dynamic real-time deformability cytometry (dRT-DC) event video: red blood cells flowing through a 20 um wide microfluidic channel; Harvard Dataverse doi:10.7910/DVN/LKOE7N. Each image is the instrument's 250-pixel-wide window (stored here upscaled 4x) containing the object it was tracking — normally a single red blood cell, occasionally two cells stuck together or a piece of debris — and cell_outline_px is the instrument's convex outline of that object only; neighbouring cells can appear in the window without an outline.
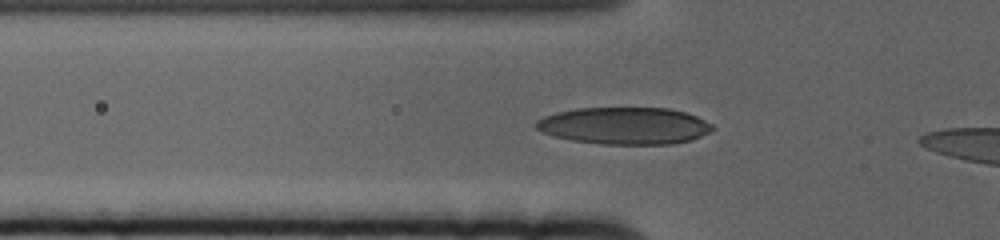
{"species": "human", "species_latin": "Homo sapiens", "temperature_condition": "cold", "stored_images_in_passage": 39, "camera_frame_rate_fps": 3000, "um_per_image_px": 0.085, "donor": {"sex": "female"}, "frame": {"image": 1, "passage_image": 7, "time_ms": 2.0, "image_size_px": [1000, 240], "cell_outline_px": [[716, 128], [712, 132], [692, 140], [672, 144], [600, 144], [572, 140], [552, 136], [536, 128], [532, 124], [536, 120], [544, 116], [556, 112], [576, 108], [668, 108], [684, 112], [696, 116], [712, 124]], "centroid_in_image_um": [53.08, 10.69], "position_along_channel_um": 72.7, "area_um2": 38.38}}
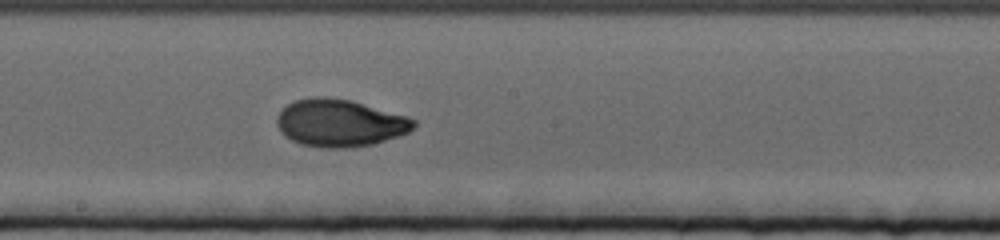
{"frame": {"image": 2, "passage_image": 20, "time_ms": 6.333, "image_size_px": [1000, 240], "cell_outline_px": [[416, 128], [408, 132], [372, 144], [352, 148], [324, 148], [300, 144], [284, 136], [280, 132], [276, 124], [276, 116], [288, 104], [296, 100], [312, 96], [328, 96], [352, 100], [408, 116], [416, 120]], "centroid_in_image_um": [28.88, 10.44], "position_along_channel_um": 219.3, "area_um2": 38.15}}
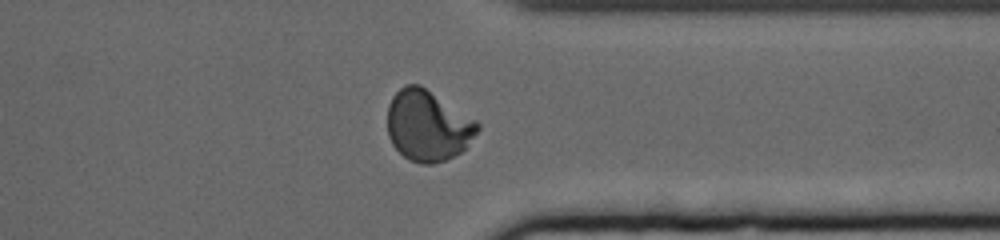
{"frame": {"image": 3, "passage_image": 34, "time_ms": 11.0, "image_size_px": [1000, 240], "cell_outline_px": [[480, 128], [464, 148], [460, 152], [444, 160], [432, 164], [420, 164], [408, 160], [392, 144], [388, 136], [388, 104], [392, 96], [404, 84], [420, 84], [476, 120], [480, 124]], "centroid_in_image_um": [36.34, 10.67], "position_along_channel_um": 375.1, "area_um2": 37.05}}